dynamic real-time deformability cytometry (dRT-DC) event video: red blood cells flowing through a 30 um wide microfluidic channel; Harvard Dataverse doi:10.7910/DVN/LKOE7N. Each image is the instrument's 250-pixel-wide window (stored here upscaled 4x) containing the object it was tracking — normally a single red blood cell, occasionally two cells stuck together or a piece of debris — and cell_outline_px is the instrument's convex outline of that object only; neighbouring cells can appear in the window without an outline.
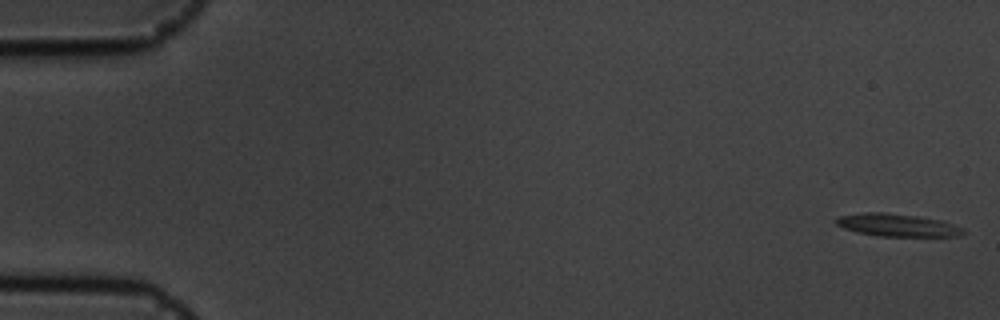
{"species": "common noctule bat (a hibernating species)", "species_latin": "Nyctalus noctula", "temperature_condition": "cold", "stored_images_in_passage": 57, "camera_frame_rate_fps": 3000, "um_per_image_px": 0.085, "animal": {"sex": "male", "body_mass_g": 19.5, "forearm_length_mm": 54.6}, "frame": {"image": 1, "passage_image": 1, "time_ms": 0.0, "image_size_px": [1000, 320], "cell_outline_px": [[964, 232], [960, 236], [880, 236], [856, 232], [844, 228], [836, 224], [836, 216], [864, 212], [884, 212], [916, 216], [940, 220], [964, 228]], "centroid_in_image_um": [76.24, 19.13], "position_along_channel_um": 8.8, "area_um2": 16.7}}
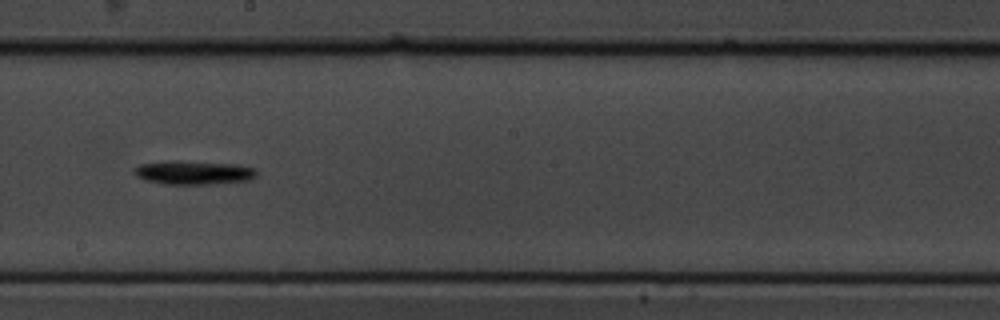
{"frame": {"image": 2, "passage_image": 32, "time_ms": 10.333, "image_size_px": [1000, 320], "cell_outline_px": [[256, 176], [248, 180], [208, 184], [164, 184], [144, 180], [136, 176], [132, 172], [140, 164], [232, 164], [256, 168]], "centroid_in_image_um": [16.49, 14.74], "position_along_channel_um": 231.7, "area_um2": 15.49}}
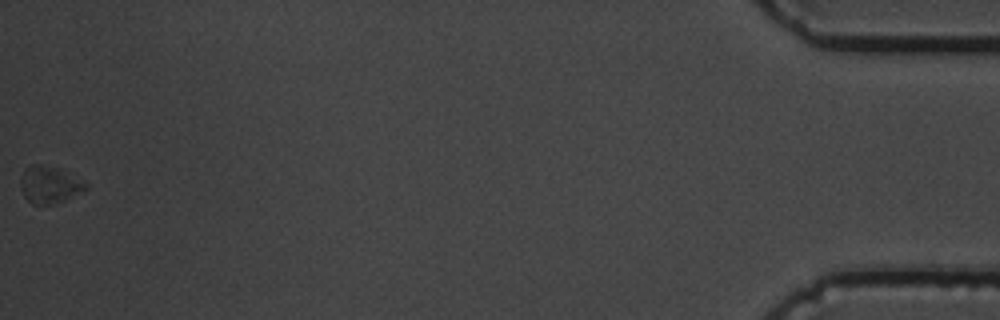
{"frame": {"image": 3, "passage_image": 57, "time_ms": 18.667, "image_size_px": [1000, 320], "cell_outline_px": [[88, 188], [64, 200], [48, 204], [32, 204], [24, 196], [20, 188], [20, 176], [24, 168], [28, 164], [40, 164], [56, 168], [88, 184]], "centroid_in_image_um": [4.12, 15.69], "position_along_channel_um": 431.1, "area_um2": 13.81}, "authors_computed_cell_mechanics": {"area_um2": 15.2014, "velocity_mm_per_s": 3.5148, "shape_relaxation_time_tau1_ms": 1.0422, "shape_relaxation_time_tau2_ms": 2.1513, "deformation_change_tau1": 0.1031, "deformation_change_tau2": 0.0278}}